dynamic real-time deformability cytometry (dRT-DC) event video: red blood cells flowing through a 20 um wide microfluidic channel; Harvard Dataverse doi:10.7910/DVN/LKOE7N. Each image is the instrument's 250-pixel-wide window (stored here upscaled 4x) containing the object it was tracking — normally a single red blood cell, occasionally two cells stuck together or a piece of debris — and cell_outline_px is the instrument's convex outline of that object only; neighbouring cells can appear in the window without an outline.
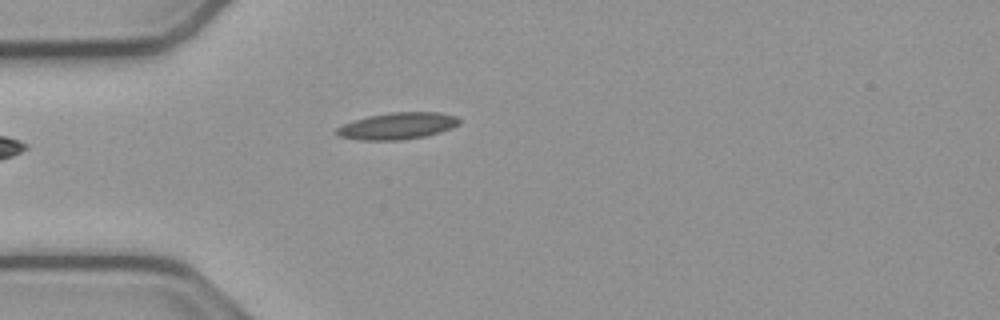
{"species": "common noctule bat (a hibernating species)", "species_latin": "Nyctalus noctula", "temperature_condition": "cold", "stored_images_in_passage": 37, "camera_frame_rate_fps": 3000, "um_per_image_px": 0.085, "animal": {"sex": "male", "body_mass_g": 23.1, "forearm_length_mm": 52.7}, "frame": {"image": 1, "passage_image": 2, "time_ms": 0.333, "image_size_px": [1000, 320], "cell_outline_px": [[460, 124], [452, 128], [440, 132], [424, 136], [400, 140], [360, 140], [340, 136], [336, 132], [336, 128], [352, 120], [368, 116], [392, 112], [440, 112], [456, 116], [460, 120]], "centroid_in_image_um": [33.8, 10.7], "position_along_channel_um": 51.2, "area_um2": 19.07}}
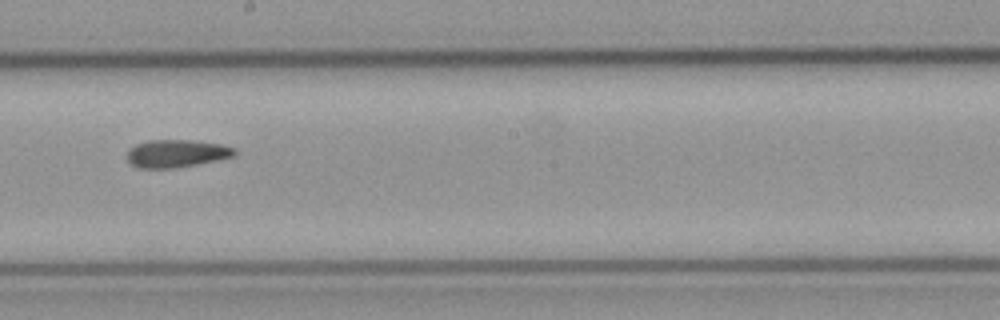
{"frame": {"image": 2, "passage_image": 17, "time_ms": 5.333, "image_size_px": [1000, 320], "cell_outline_px": [[236, 152], [232, 156], [216, 160], [176, 168], [140, 168], [128, 164], [128, 148], [136, 144], [148, 140], [192, 140], [220, 144], [236, 148]], "centroid_in_image_um": [14.96, 13.04], "position_along_channel_um": 233.2, "area_um2": 17.34}}
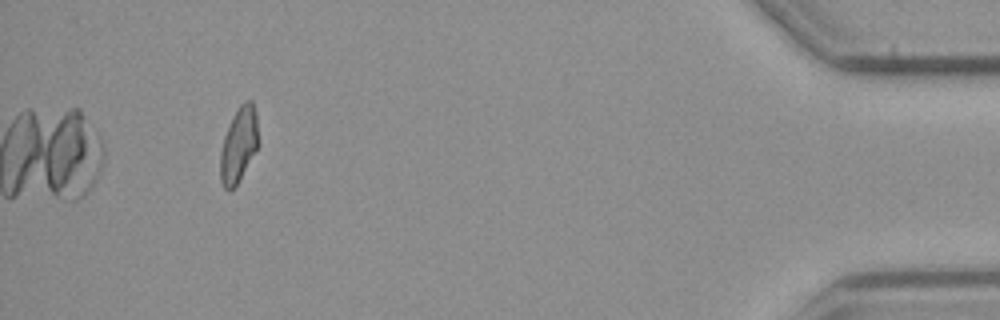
{"frame": {"image": 3, "passage_image": 37, "time_ms": 12.0, "image_size_px": [1000, 320], "cell_outline_px": [[256, 148], [236, 184], [228, 192], [224, 188], [220, 180], [220, 152], [224, 136], [232, 116], [240, 104], [244, 100], [252, 100], [256, 112]], "centroid_in_image_um": [20.24, 12.27], "position_along_channel_um": 415.0, "area_um2": 16.07}, "authors_computed_cell_mechanics": {"area_um2": 17.4556, "velocity_mm_per_s": 3.81, "shape_relaxation_time_tau1_ms": null, "shape_relaxation_time_tau2_ms": 4.6971, "deformation_change_tau1": null, "deformation_change_tau2": 0.1259}}